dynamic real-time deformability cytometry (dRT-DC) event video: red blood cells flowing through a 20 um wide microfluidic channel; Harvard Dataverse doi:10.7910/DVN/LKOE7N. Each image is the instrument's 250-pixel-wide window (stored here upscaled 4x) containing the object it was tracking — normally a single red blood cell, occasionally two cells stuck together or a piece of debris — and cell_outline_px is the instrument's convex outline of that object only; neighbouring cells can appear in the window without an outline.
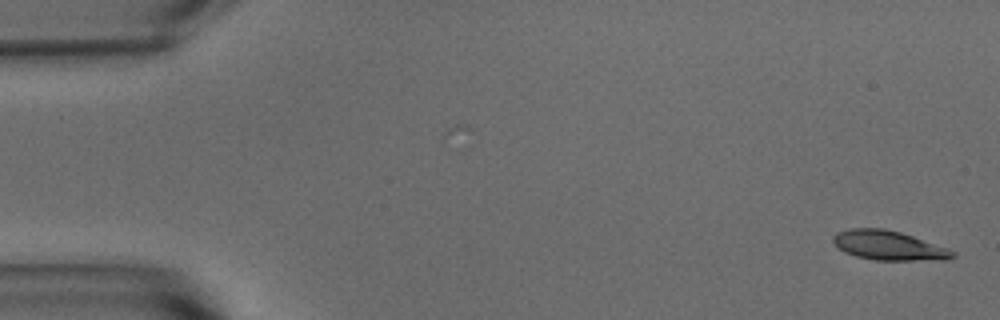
{"species": "common noctule bat (a hibernating species)", "species_latin": "Nyctalus noctula", "temperature_condition": "warm", "stored_images_in_passage": 50, "camera_frame_rate_fps": 3000, "um_per_image_px": 0.085, "animal": {"sex": "male", "body_mass_g": 15.6}, "frame": {"image": 1, "passage_image": 1, "time_ms": 0.0, "image_size_px": [1000, 320], "cell_outline_px": [[956, 256], [944, 260], [876, 260], [856, 256], [844, 252], [832, 240], [832, 236], [836, 232], [848, 228], [884, 228], [900, 232], [948, 248], [956, 252]], "centroid_in_image_um": [75.53, 20.86], "position_along_channel_um": 9.5, "area_um2": 20.46}}
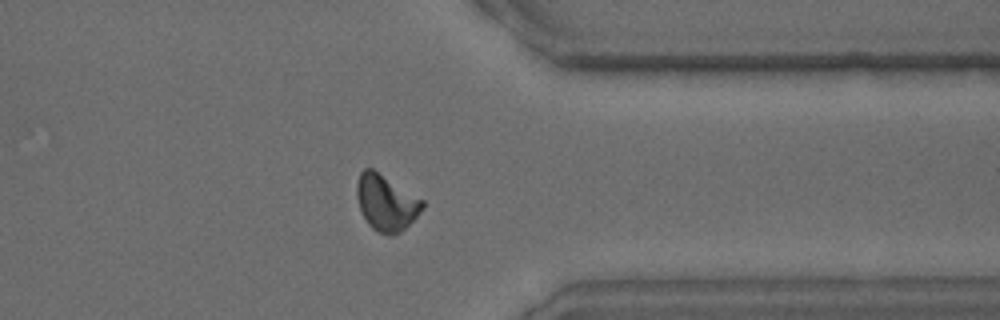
{"frame": {"image": 2, "passage_image": 42, "time_ms": 13.667, "image_size_px": [1000, 320], "cell_outline_px": [[424, 208], [400, 232], [392, 236], [388, 236], [376, 232], [368, 224], [360, 208], [356, 196], [356, 184], [360, 172], [364, 168], [372, 168], [424, 200]], "centroid_in_image_um": [32.81, 17.23], "position_along_channel_um": 378.6, "area_um2": 21.39}}
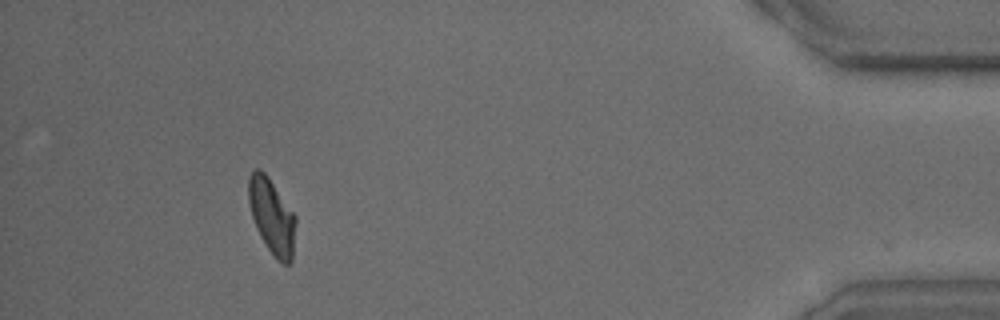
{"frame": {"image": 3, "passage_image": 49, "time_ms": 16.0, "image_size_px": [1000, 320], "cell_outline_px": [[296, 224], [292, 260], [288, 264], [284, 264], [276, 260], [260, 236], [256, 228], [252, 216], [248, 200], [248, 176], [256, 168], [260, 168], [268, 176], [296, 216]], "centroid_in_image_um": [23.11, 18.38], "position_along_channel_um": 412.1, "area_um2": 20.75}, "authors_computed_cell_mechanics": {"area_um2": 20.7502, "velocity_mm_per_s": 3.7356, "shape_relaxation_time_tau1_ms": 4.1488, "shape_relaxation_time_tau2_ms": 1.8638, "deformation_change_tau1": 0.1642, "deformation_change_tau2": 0.0808}}